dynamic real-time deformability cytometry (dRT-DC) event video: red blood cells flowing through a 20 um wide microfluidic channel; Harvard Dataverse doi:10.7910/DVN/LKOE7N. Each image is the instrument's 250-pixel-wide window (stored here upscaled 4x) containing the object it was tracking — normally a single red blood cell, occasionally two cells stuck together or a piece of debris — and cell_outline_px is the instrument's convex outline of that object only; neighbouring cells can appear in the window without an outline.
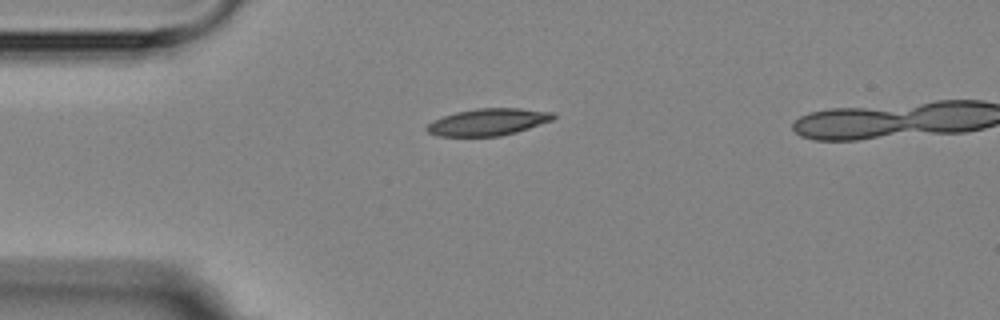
{"species": "Egyptian fruit bat (a non-hibernating species)", "species_latin": "Rousettus aegyptiacus", "temperature_condition": "room temperature", "stored_images_in_passage": 2, "camera_frame_rate_fps": 3000, "um_per_image_px": 0.085, "animal": {"sex": "female"}, "frame": {"image": 1, "passage_image": 1, "time_ms": 0.0, "image_size_px": [1000, 320], "cell_outline_px": [[556, 116], [552, 120], [516, 132], [500, 136], [436, 136], [428, 132], [424, 128], [432, 120], [456, 112], [476, 108], [520, 108], [556, 112]], "centroid_in_image_um": [41.48, 10.36], "position_along_channel_um": 43.5, "area_um2": 19.94}}